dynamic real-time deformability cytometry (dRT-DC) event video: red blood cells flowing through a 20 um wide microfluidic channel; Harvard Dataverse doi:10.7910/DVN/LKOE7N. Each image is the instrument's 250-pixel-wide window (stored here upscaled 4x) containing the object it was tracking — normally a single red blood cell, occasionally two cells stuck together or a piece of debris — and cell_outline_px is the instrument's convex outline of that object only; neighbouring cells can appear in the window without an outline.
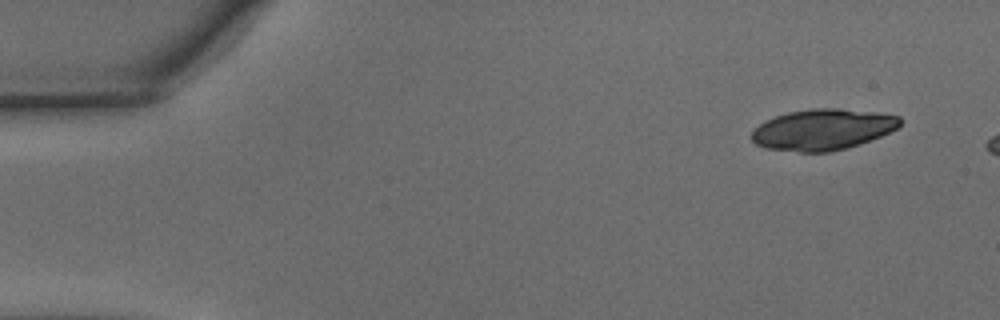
{"species": "common noctule bat (a hibernating species)", "species_latin": "Nyctalus noctula", "temperature_condition": "warm", "stored_images_in_passage": 6, "camera_frame_rate_fps": 3000, "um_per_image_px": 0.085, "animal": {"sex": "male", "body_mass_g": 15.6}, "frame": {"image": 1, "passage_image": 1, "time_ms": 0.0, "image_size_px": [1000, 320], "cell_outline_px": [[900, 124], [896, 128], [880, 136], [860, 144], [828, 152], [800, 152], [764, 148], [756, 144], [752, 140], [752, 132], [760, 124], [776, 116], [788, 112], [812, 108], [836, 108], [880, 112], [900, 116]], "centroid_in_image_um": [69.94, 11.0], "position_along_channel_um": 15.1, "area_um2": 35.26}}